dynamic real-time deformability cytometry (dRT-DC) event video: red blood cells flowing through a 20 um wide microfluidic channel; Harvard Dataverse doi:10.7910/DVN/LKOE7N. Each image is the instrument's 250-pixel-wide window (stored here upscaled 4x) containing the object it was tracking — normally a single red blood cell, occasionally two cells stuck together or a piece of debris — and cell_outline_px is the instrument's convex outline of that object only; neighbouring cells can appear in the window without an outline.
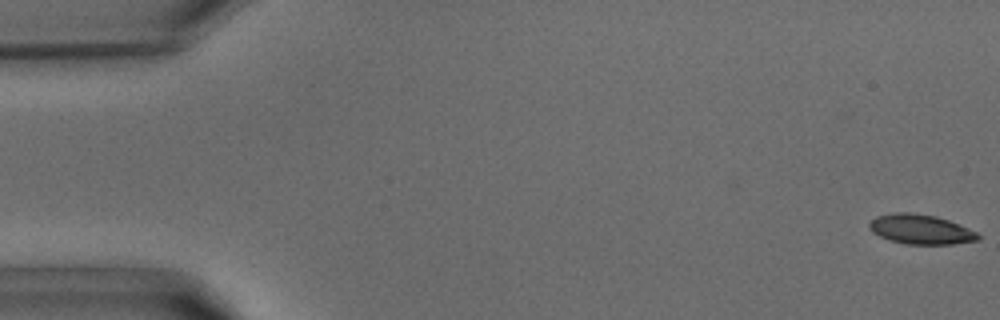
{"species": "common noctule bat (a hibernating species)", "species_latin": "Nyctalus noctula", "temperature_condition": "warm", "stored_images_in_passage": 40, "camera_frame_rate_fps": 3000, "um_per_image_px": 0.085, "animal": {"sex": "male", "body_mass_g": 15.6}, "frame": {"image": 1, "passage_image": 1, "time_ms": 0.0, "image_size_px": [1000, 320], "cell_outline_px": [[980, 240], [952, 244], [904, 244], [880, 236], [872, 232], [868, 228], [868, 224], [876, 216], [896, 212], [908, 212], [936, 216], [948, 220], [968, 228], [976, 232], [980, 236]], "centroid_in_image_um": [78.25, 19.49], "position_along_channel_um": 6.8, "area_um2": 18.73}}
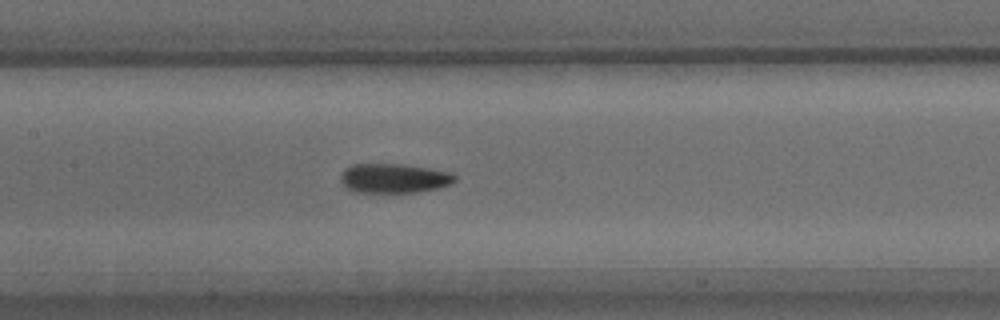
{"frame": {"image": 2, "passage_image": 19, "time_ms": 6.0, "image_size_px": [1000, 320], "cell_outline_px": [[456, 180], [452, 184], [440, 188], [416, 192], [356, 192], [348, 188], [340, 180], [340, 176], [344, 168], [352, 164], [404, 164], [452, 172], [456, 176]], "centroid_in_image_um": [33.52, 15.14], "position_along_channel_um": 173.9, "area_um2": 19.71}}
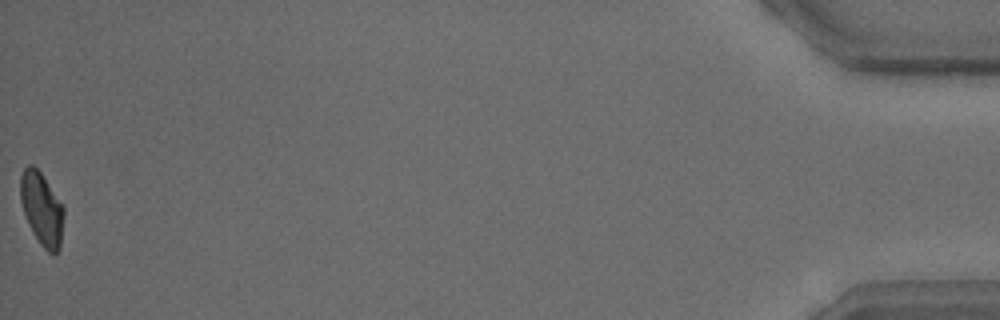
{"frame": {"image": 3, "passage_image": 40, "time_ms": 13.0, "image_size_px": [1000, 320], "cell_outline_px": [[64, 216], [60, 248], [52, 256], [40, 244], [32, 232], [28, 224], [20, 200], [20, 176], [24, 168], [28, 164], [32, 164], [40, 172], [64, 208]], "centroid_in_image_um": [3.54, 17.78], "position_along_channel_um": 431.7, "area_um2": 18.38}}